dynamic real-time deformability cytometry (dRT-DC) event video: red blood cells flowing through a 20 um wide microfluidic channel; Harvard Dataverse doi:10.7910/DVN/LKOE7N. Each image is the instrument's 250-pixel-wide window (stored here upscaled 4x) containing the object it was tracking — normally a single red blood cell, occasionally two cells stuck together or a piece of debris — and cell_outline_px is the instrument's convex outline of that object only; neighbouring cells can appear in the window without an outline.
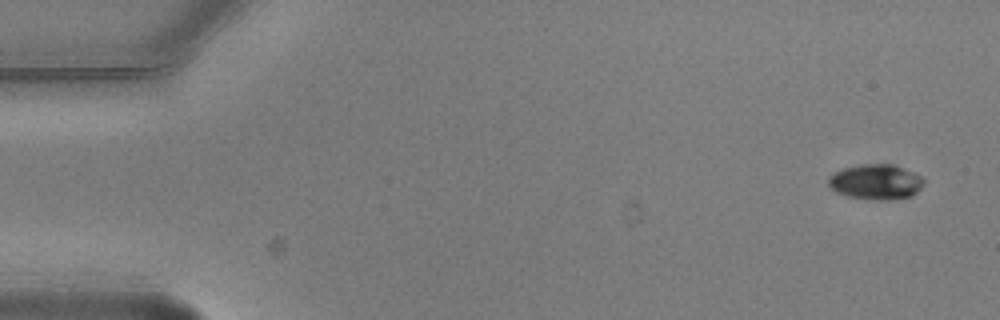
{"species": "common noctule bat (a hibernating species)", "species_latin": "Nyctalus noctula", "temperature_condition": "warm", "stored_images_in_passage": 6, "camera_frame_rate_fps": 3000, "um_per_image_px": 0.085, "animal": {"sex": "male", "body_mass_g": 20.5, "forearm_length_mm": 52.5}, "frame": {"image": 1, "passage_image": 1, "time_ms": 0.0, "image_size_px": [1000, 320], "cell_outline_px": [[924, 184], [912, 196], [884, 200], [880, 200], [848, 196], [836, 192], [828, 184], [828, 180], [836, 172], [844, 168], [860, 164], [896, 164], [924, 176]], "centroid_in_image_um": [74.51, 15.44], "position_along_channel_um": 10.5, "area_um2": 19.54}}
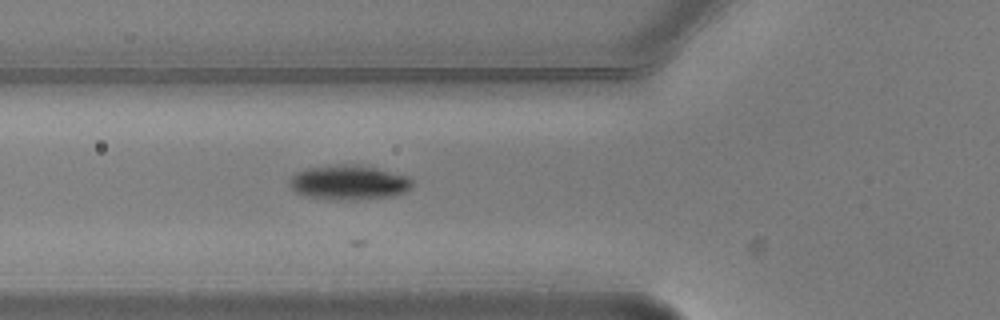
{"frame": {"image": 2, "passage_image": 6, "time_ms": 1.667, "image_size_px": [1000, 320], "cell_outline_px": [[412, 188], [396, 196], [352, 200], [336, 200], [308, 196], [296, 192], [288, 184], [288, 180], [296, 172], [308, 168], [340, 164], [356, 164], [376, 168], [408, 176], [412, 180]], "centroid_in_image_um": [29.67, 15.51], "position_along_channel_um": 96.1, "area_um2": 24.85}}